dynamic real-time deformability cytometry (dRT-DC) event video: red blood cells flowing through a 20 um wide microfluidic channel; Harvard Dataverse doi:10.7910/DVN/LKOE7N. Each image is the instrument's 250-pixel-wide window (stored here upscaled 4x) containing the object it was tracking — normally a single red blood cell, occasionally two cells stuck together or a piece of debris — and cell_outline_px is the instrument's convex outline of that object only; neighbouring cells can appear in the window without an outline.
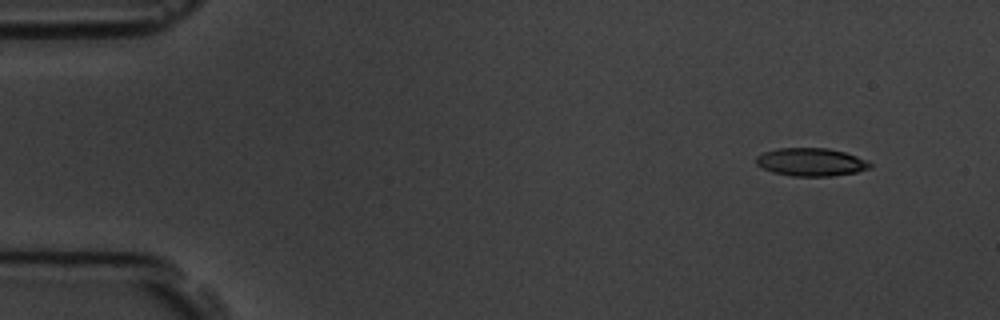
{"species": "common noctule bat (a hibernating species)", "species_latin": "Nyctalus noctula", "temperature_condition": "room temperature", "stored_images_in_passage": 4, "camera_frame_rate_fps": 3000, "um_per_image_px": 0.085, "animal": {"sex": "male", "body_mass_g": 19.5, "forearm_length_mm": 54.6}, "frame": {"image": 1, "passage_image": 1, "time_ms": 0.0, "image_size_px": [1000, 320], "cell_outline_px": [[872, 164], [868, 168], [856, 172], [832, 176], [792, 176], [772, 172], [756, 164], [756, 156], [764, 152], [776, 148], [828, 148], [844, 152], [868, 160]], "centroid_in_image_um": [68.92, 13.77], "position_along_channel_um": 16.1, "area_um2": 18.55}}
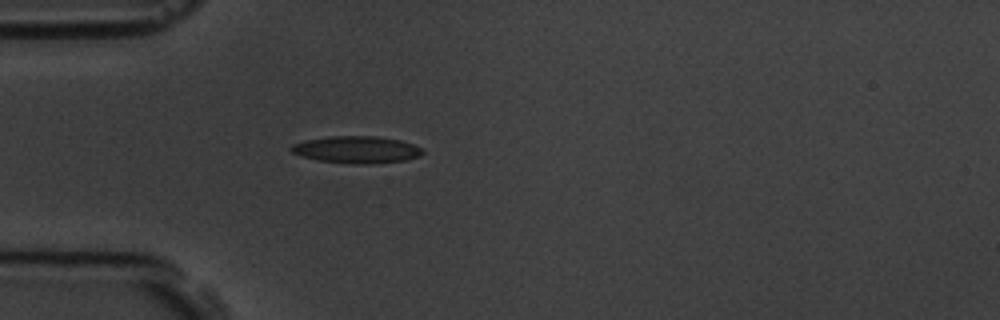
{"frame": {"image": 2, "passage_image": 4, "time_ms": 3.667, "image_size_px": [1000, 320], "cell_outline_px": [[424, 152], [420, 156], [408, 160], [376, 164], [352, 164], [316, 160], [300, 156], [292, 152], [288, 148], [292, 144], [304, 140], [328, 136], [376, 136], [400, 140], [412, 144], [420, 148]], "centroid_in_image_um": [30.28, 12.73], "position_along_channel_um": 54.7, "area_um2": 21.04}}